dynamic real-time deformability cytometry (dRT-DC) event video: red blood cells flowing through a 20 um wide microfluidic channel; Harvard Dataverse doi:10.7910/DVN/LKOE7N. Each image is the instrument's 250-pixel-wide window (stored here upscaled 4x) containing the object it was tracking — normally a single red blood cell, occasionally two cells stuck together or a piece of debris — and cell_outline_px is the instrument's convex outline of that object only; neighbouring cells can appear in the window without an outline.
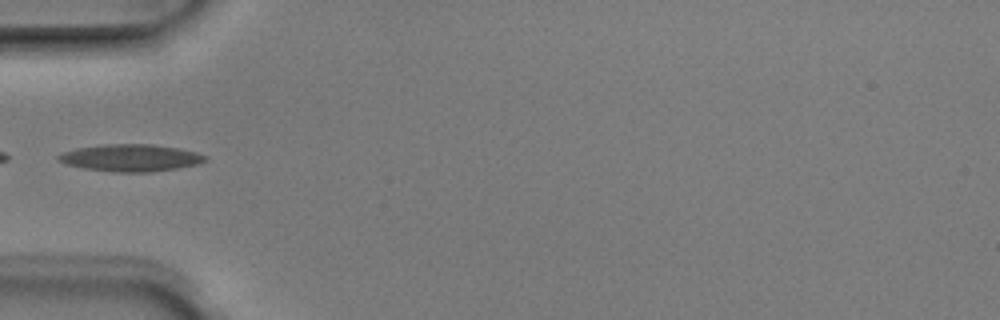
{"species": "Egyptian fruit bat (a non-hibernating species)", "species_latin": "Rousettus aegyptiacus", "temperature_condition": "room temperature", "stored_images_in_passage": 3, "camera_frame_rate_fps": 3000, "um_per_image_px": 0.085, "animal": {"sex": "male"}, "frame": {"image": 1, "passage_image": 3, "time_ms": 0.667, "image_size_px": [1000, 320], "cell_outline_px": [[208, 156], [200, 164], [152, 172], [112, 172], [84, 168], [68, 164], [56, 160], [56, 156], [60, 152], [76, 148], [104, 144], [152, 144], [180, 148], [196, 152]], "centroid_in_image_um": [11.09, 13.41], "position_along_channel_um": 73.9, "area_um2": 23.35}}